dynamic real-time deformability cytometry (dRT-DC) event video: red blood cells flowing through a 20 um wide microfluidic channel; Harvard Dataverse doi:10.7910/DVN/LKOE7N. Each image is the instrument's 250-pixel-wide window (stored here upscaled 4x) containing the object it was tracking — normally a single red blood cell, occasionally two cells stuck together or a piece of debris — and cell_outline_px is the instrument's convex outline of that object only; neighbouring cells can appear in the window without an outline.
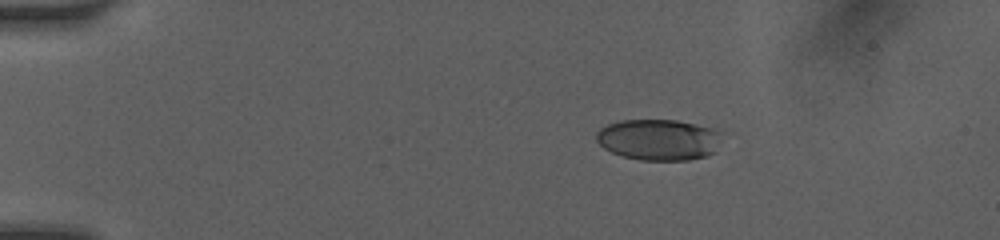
{"species": "human", "species_latin": "Homo sapiens", "temperature_condition": "room temperature", "stored_images_in_passage": 23, "camera_frame_rate_fps": 3000, "um_per_image_px": 0.085, "donor": {"sex": "female"}, "frame": {"image": 1, "passage_image": 1, "time_ms": 0.0, "image_size_px": [1000, 240], "cell_outline_px": [[724, 132], [716, 152], [708, 156], [688, 160], [640, 160], [624, 156], [612, 152], [604, 148], [596, 140], [596, 132], [600, 128], [608, 124], [620, 120], [676, 120], [696, 124], [712, 128]], "centroid_in_image_um": [56.04, 11.87], "position_along_channel_um": 29.0, "area_um2": 30.4}}
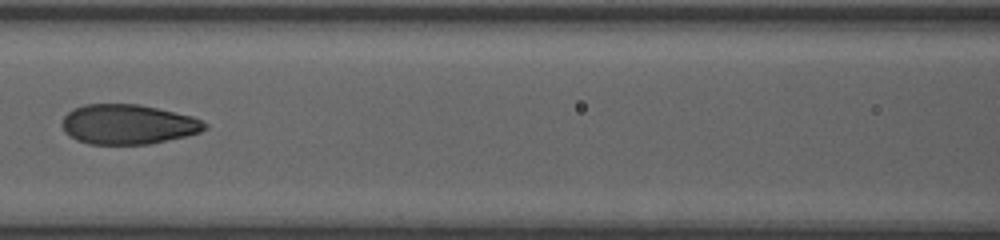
{"frame": {"image": 2, "passage_image": 10, "time_ms": 5.0, "image_size_px": [1000, 240], "cell_outline_px": [[208, 128], [200, 132], [188, 136], [148, 144], [88, 144], [76, 140], [68, 136], [64, 132], [60, 124], [64, 116], [72, 108], [84, 104], [140, 104], [192, 116], [208, 124]], "centroid_in_image_um": [10.85, 10.57], "position_along_channel_um": 155.8, "area_um2": 33.47}}
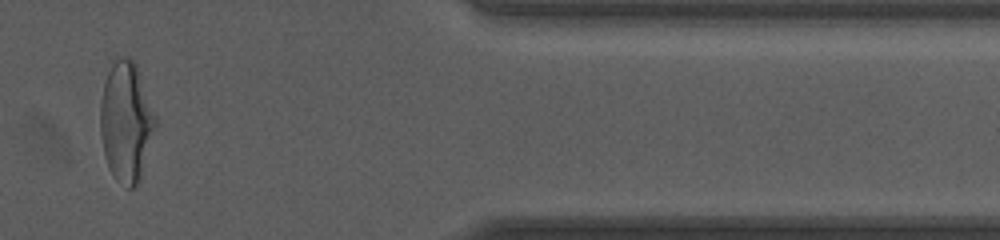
{"frame": {"image": 3, "passage_image": 20, "time_ms": 11.667, "image_size_px": [1000, 240], "cell_outline_px": [[156, 128], [140, 180], [132, 188], [128, 188], [116, 180], [108, 164], [104, 152], [100, 132], [100, 104], [104, 84], [108, 72], [112, 64], [120, 56], [128, 56], [136, 64], [140, 72], [156, 116]], "centroid_in_image_um": [10.74, 10.33], "position_along_channel_um": 400.7, "area_um2": 38.49}, "authors_computed_cell_mechanics": {"area_um2": 33.524, "velocity_mm_per_s": 4.1358, "shape_relaxation_time_tau1_ms": 4.2193, "shape_relaxation_time_tau2_ms": 0.8786, "deformation_change_tau1": 0.1748, "deformation_change_tau2": 0.0646}}